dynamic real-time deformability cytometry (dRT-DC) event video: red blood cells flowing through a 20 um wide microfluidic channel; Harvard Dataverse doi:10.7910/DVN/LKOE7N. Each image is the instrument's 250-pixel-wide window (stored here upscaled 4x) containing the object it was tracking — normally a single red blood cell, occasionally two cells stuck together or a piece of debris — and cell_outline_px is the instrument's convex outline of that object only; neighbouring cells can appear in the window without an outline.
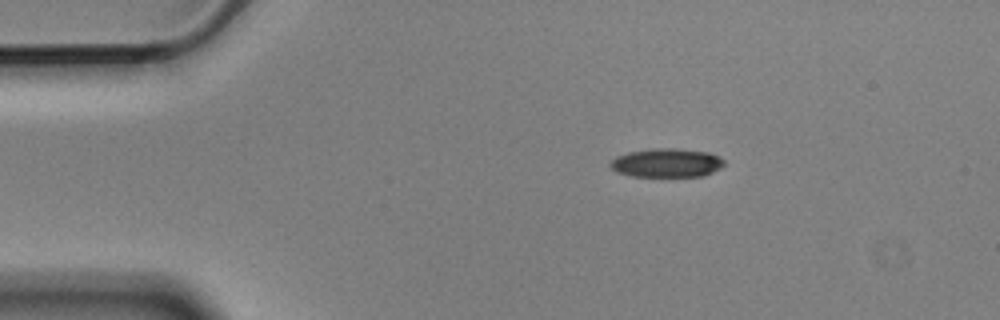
{"species": "Egyptian fruit bat (a non-hibernating species)", "species_latin": "Rousettus aegyptiacus", "temperature_condition": "cold", "stored_images_in_passage": 2, "camera_frame_rate_fps": 3000, "um_per_image_px": 0.085, "animal": {"sex": "male"}, "frame": {"image": 1, "passage_image": 1, "time_ms": 0.0, "image_size_px": [1000, 320], "cell_outline_px": [[724, 164], [720, 168], [704, 176], [632, 176], [616, 172], [608, 164], [616, 156], [628, 152], [652, 148], [676, 148], [708, 152], [720, 156], [724, 160]], "centroid_in_image_um": [56.66, 13.83], "position_along_channel_um": 28.3, "area_um2": 19.19}}